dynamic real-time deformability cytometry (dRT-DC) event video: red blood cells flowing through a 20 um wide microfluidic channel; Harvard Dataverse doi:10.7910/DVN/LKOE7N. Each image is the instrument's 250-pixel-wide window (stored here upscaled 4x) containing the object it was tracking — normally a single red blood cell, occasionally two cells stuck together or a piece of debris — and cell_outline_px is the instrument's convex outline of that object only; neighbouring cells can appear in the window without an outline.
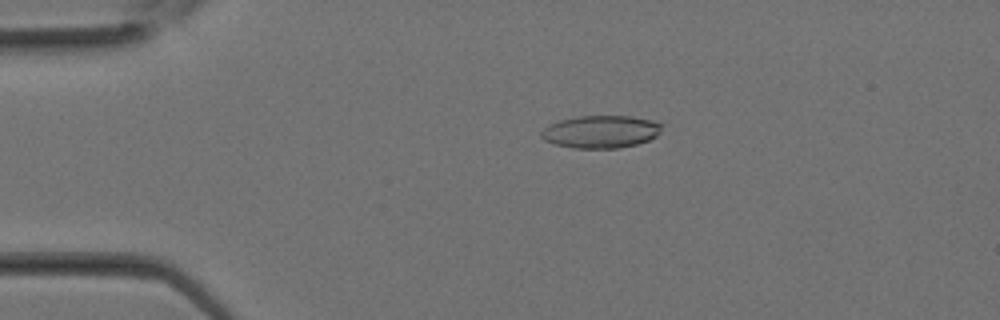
{"species": "Egyptian fruit bat (a non-hibernating species)", "species_latin": "Rousettus aegyptiacus", "temperature_condition": "room temperature", "stored_images_in_passage": 28, "camera_frame_rate_fps": 3000, "um_per_image_px": 0.085, "animal": {"sex": "female"}, "frame": {"image": 1, "passage_image": 5, "time_ms": 1.333, "image_size_px": [1000, 320], "cell_outline_px": [[664, 124], [656, 136], [648, 140], [636, 144], [616, 148], [572, 148], [556, 144], [544, 140], [540, 136], [540, 132], [544, 128], [560, 120], [576, 116], [632, 116], [652, 120]], "centroid_in_image_um": [51.07, 11.19], "position_along_channel_um": 33.9, "area_um2": 22.83}}
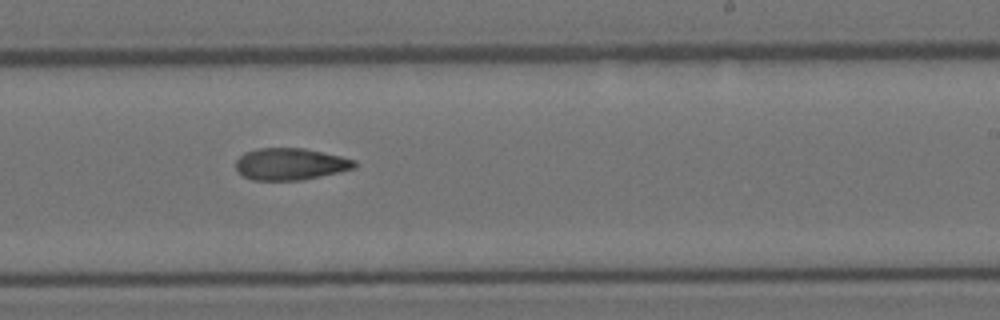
{"frame": {"image": 2, "passage_image": 17, "time_ms": 5.333, "image_size_px": [1000, 320], "cell_outline_px": [[356, 168], [300, 180], [252, 180], [244, 176], [236, 168], [236, 160], [244, 152], [260, 148], [304, 148], [340, 156], [356, 160]], "centroid_in_image_um": [24.67, 13.94], "position_along_channel_um": 264.3, "area_um2": 21.85}}
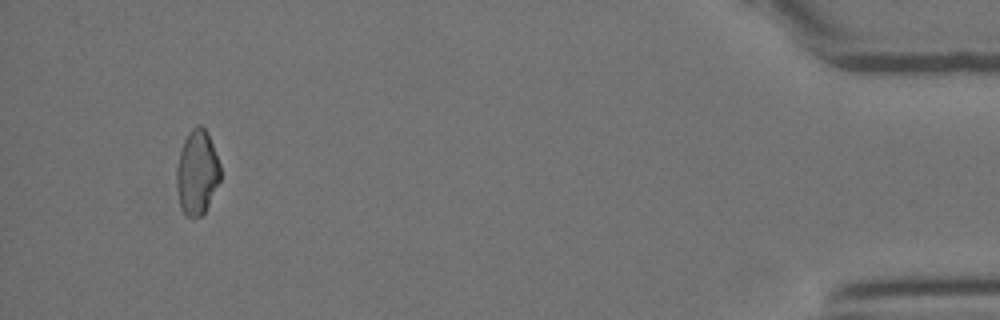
{"frame": {"image": 3, "passage_image": 27, "time_ms": 8.667, "image_size_px": [1000, 320], "cell_outline_px": [[220, 180], [204, 212], [200, 216], [192, 220], [184, 216], [180, 208], [176, 184], [176, 168], [180, 152], [184, 140], [192, 128], [196, 124], [200, 124], [208, 132], [220, 164]], "centroid_in_image_um": [16.73, 14.68], "position_along_channel_um": 418.5, "area_um2": 21.79}}